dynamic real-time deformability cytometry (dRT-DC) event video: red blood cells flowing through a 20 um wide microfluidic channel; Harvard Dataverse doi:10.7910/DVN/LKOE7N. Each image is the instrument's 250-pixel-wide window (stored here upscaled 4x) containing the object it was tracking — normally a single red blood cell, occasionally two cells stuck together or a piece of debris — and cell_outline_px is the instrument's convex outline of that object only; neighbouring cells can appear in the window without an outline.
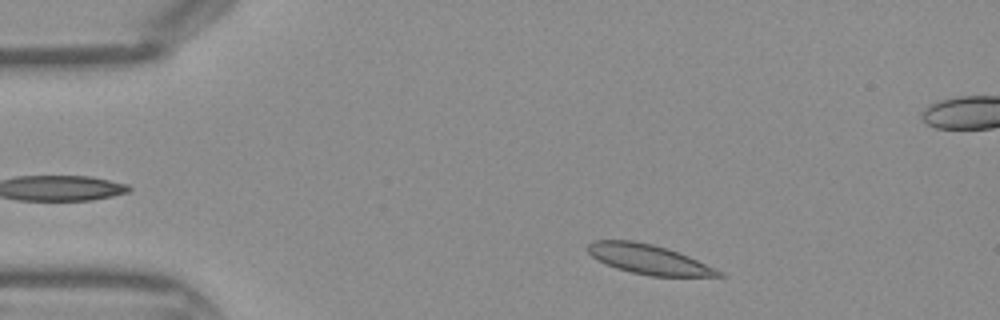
{"species": "Egyptian fruit bat (a non-hibernating species)", "species_latin": "Rousettus aegyptiacus", "temperature_condition": "warm", "stored_images_in_passage": 40, "segment_of_instrument_passage": [1, 2], "camera_frame_rate_fps": 3000, "um_per_image_px": 0.085, "frame": {"image": 1, "passage_image": 3, "time_ms": 0.667, "image_size_px": [1000, 320], "cell_outline_px": [[728, 276], [652, 276], [632, 272], [616, 268], [596, 260], [588, 252], [588, 244], [592, 240], [632, 240], [652, 244], [668, 248], [688, 256], [724, 272]], "centroid_in_image_um": [55.13, 22.03], "position_along_channel_um": 29.9, "area_um2": 22.54}}
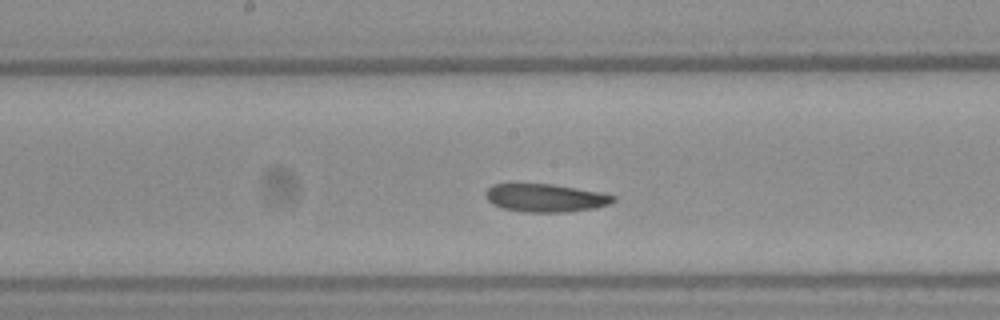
{"frame": {"image": 2, "passage_image": 18, "time_ms": 5.667, "image_size_px": [1000, 320], "cell_outline_px": [[616, 200], [612, 204], [596, 208], [568, 212], [520, 212], [504, 208], [492, 204], [488, 200], [484, 192], [492, 184], [552, 184], [576, 188], [616, 196]], "centroid_in_image_um": [46.37, 16.83], "position_along_channel_um": 201.8, "area_um2": 20.92}}
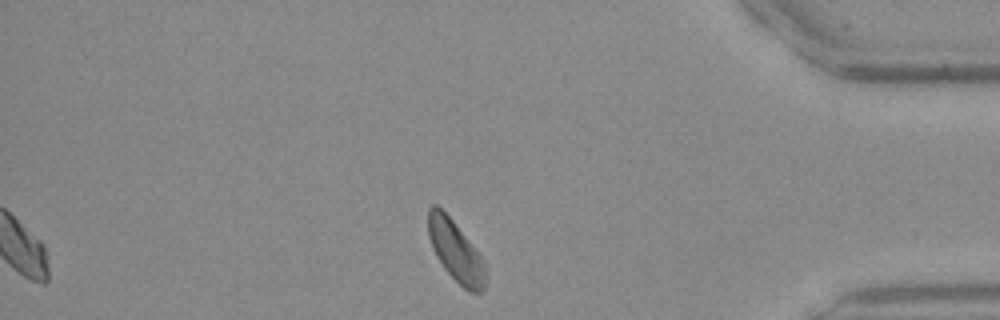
{"frame": {"image": 3, "passage_image": 33, "time_ms": 10.667, "image_size_px": [1000, 320], "cell_outline_px": [[488, 276], [484, 288], [480, 292], [468, 292], [444, 268], [436, 256], [432, 248], [428, 236], [428, 208], [432, 204], [436, 204], [452, 220], [484, 260]], "centroid_in_image_um": [38.74, 21.36], "position_along_channel_um": 396.5, "area_um2": 20.23}}